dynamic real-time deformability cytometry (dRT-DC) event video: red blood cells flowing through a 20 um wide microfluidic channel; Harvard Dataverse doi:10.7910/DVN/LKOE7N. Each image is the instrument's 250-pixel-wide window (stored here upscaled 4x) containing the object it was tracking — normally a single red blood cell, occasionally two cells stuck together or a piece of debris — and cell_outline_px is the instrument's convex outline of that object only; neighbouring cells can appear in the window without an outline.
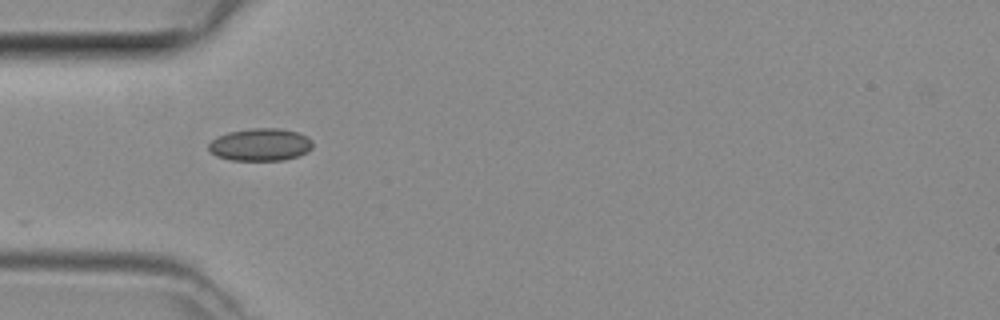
{"species": "common noctule bat (a hibernating species)", "species_latin": "Nyctalus noctula", "temperature_condition": "room temperature", "stored_images_in_passage": 10, "camera_frame_rate_fps": 3000, "um_per_image_px": 0.085, "animal": {"sex": "female", "body_mass_g": 29.2, "forearm_length_mm": 56.3}, "frame": {"image": 1, "passage_image": 1, "time_ms": 0.0, "image_size_px": [1000, 320], "cell_outline_px": [[312, 148], [308, 152], [284, 160], [232, 160], [216, 156], [208, 148], [208, 144], [212, 140], [228, 132], [252, 128], [280, 128], [296, 132], [308, 136], [312, 140]], "centroid_in_image_um": [22.15, 12.29], "position_along_channel_um": 62.8, "area_um2": 19.65}}
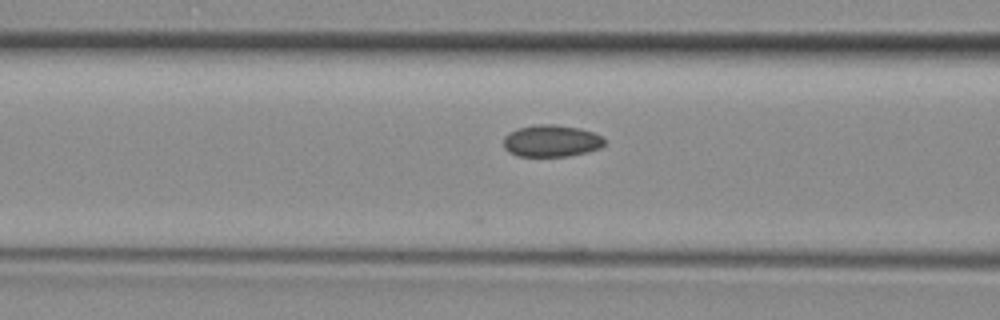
{"frame": {"image": 2, "passage_image": 5, "time_ms": 1.333, "image_size_px": [1000, 320], "cell_outline_px": [[604, 144], [600, 148], [588, 152], [568, 156], [516, 156], [508, 152], [504, 148], [504, 136], [508, 132], [516, 128], [536, 124], [556, 124], [580, 128], [604, 136]], "centroid_in_image_um": [46.85, 11.97], "position_along_channel_um": 119.7, "area_um2": 19.07}}
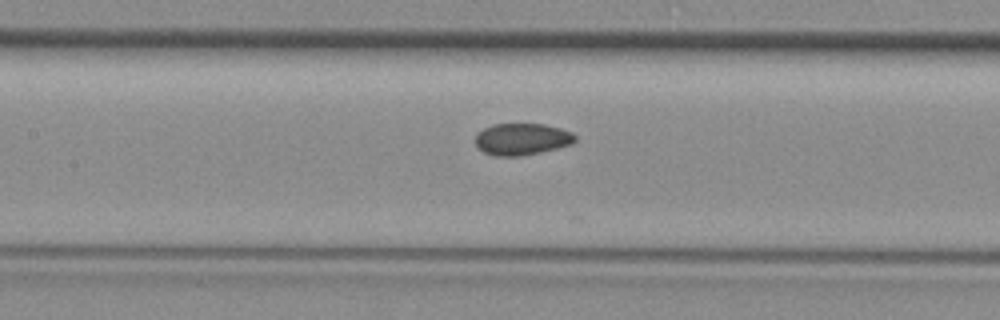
{"frame": {"image": 3, "passage_image": 8, "time_ms": 2.333, "image_size_px": [1000, 320], "cell_outline_px": [[576, 140], [572, 144], [540, 152], [520, 156], [496, 156], [484, 152], [476, 144], [476, 136], [484, 128], [492, 124], [544, 124], [560, 128], [572, 132], [576, 136]], "centroid_in_image_um": [44.39, 11.82], "position_along_channel_um": 163.0, "area_um2": 18.32}}